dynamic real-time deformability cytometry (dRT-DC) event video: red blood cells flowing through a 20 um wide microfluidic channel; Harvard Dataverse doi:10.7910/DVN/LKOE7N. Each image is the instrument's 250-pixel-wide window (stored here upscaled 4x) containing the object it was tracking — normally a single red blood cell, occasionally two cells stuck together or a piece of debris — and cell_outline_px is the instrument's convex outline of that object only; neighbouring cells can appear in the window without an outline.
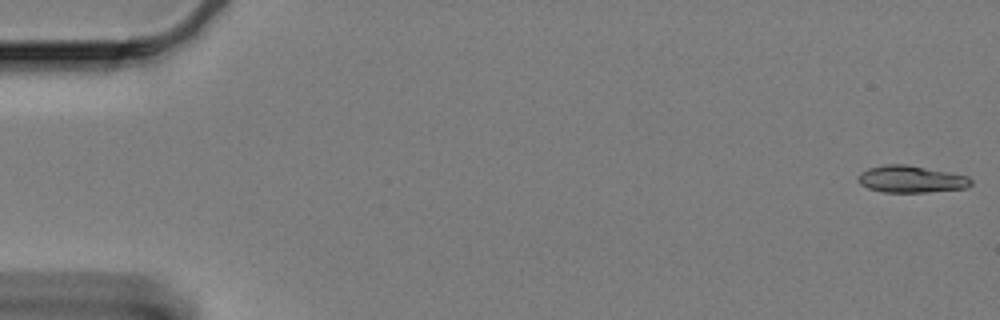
{"species": "Egyptian fruit bat (a non-hibernating species)", "species_latin": "Rousettus aegyptiacus", "temperature_condition": "cold", "stored_images_in_passage": 19, "camera_frame_rate_fps": 3000, "um_per_image_px": 0.085, "animal": {"sex": "female"}, "frame": {"image": 1, "passage_image": 1, "time_ms": 0.0, "image_size_px": [1000, 320], "cell_outline_px": [[972, 184], [968, 188], [928, 192], [884, 192], [868, 188], [860, 184], [856, 180], [856, 176], [860, 172], [868, 168], [884, 164], [908, 164], [968, 176], [972, 180]], "centroid_in_image_um": [77.42, 15.22], "position_along_channel_um": 7.6, "area_um2": 17.98}}
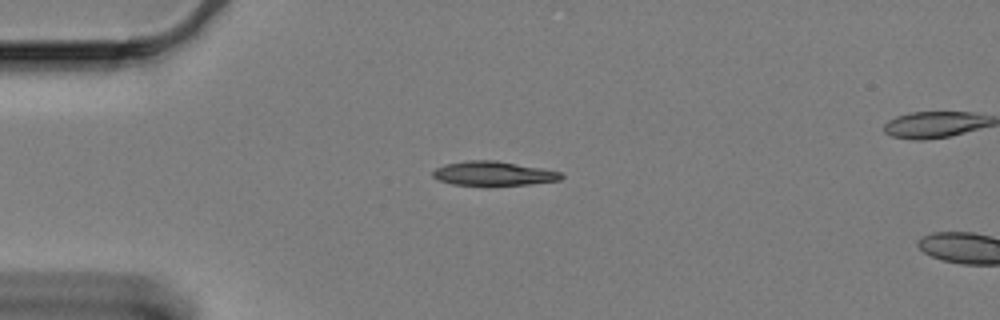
{"frame": {"image": 2, "passage_image": 15, "time_ms": 4.667, "image_size_px": [1000, 320], "cell_outline_px": [[564, 176], [560, 180], [532, 184], [488, 188], [452, 184], [440, 180], [432, 176], [432, 172], [436, 168], [444, 164], [468, 160], [496, 160], [540, 168], [560, 172]], "centroid_in_image_um": [41.92, 14.79], "position_along_channel_um": 43.1, "area_um2": 18.84}}